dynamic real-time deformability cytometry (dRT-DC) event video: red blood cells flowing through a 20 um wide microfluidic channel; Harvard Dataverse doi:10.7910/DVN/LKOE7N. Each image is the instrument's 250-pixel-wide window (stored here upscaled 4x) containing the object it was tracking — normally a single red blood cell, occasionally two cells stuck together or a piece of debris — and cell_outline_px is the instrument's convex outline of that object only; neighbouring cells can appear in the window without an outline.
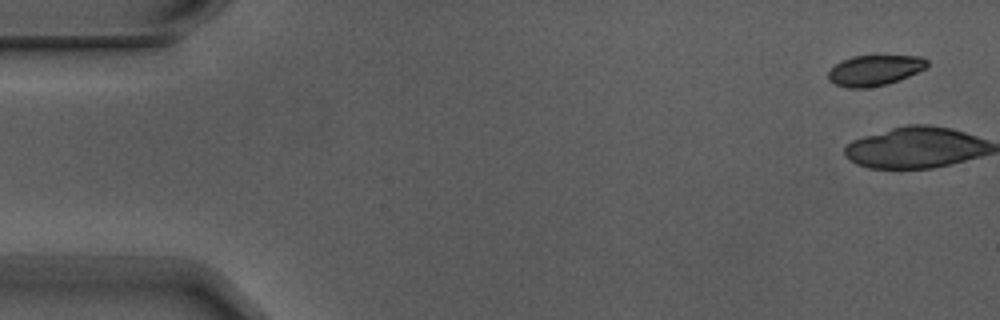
{"species": "Egyptian fruit bat (a non-hibernating species)", "species_latin": "Rousettus aegyptiacus", "temperature_condition": "warm", "stored_images_in_passage": 6, "camera_frame_rate_fps": 3000, "um_per_image_px": 0.085, "animal": {"sex": "male"}, "frame": {"image": 1, "passage_image": 1, "time_ms": 0.0, "image_size_px": [1000, 320], "cell_outline_px": [[928, 64], [924, 68], [908, 76], [884, 84], [868, 88], [848, 88], [836, 84], [828, 80], [828, 72], [840, 60], [852, 56], [920, 56], [928, 60]], "centroid_in_image_um": [74.3, 5.97], "position_along_channel_um": 10.7, "area_um2": 17.34}}